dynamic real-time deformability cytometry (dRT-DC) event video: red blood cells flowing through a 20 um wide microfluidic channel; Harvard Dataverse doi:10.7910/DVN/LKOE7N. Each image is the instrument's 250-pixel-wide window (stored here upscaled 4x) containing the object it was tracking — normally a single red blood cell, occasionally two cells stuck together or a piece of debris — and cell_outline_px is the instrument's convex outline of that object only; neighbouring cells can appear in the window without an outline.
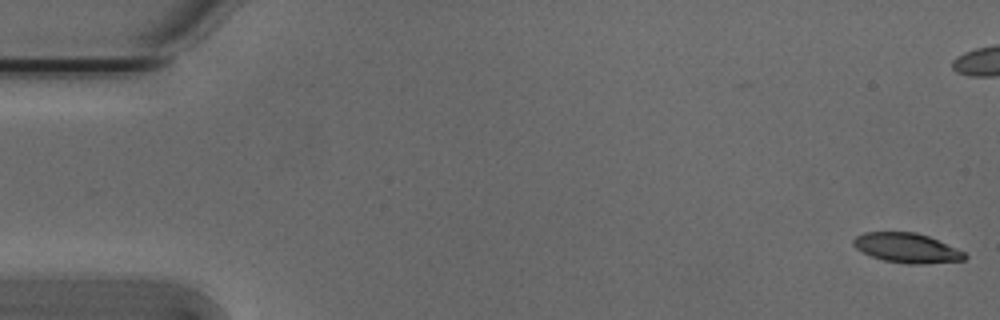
{"species": "Egyptian fruit bat (a non-hibernating species)", "species_latin": "Rousettus aegyptiacus", "temperature_condition": "cold", "stored_images_in_passage": 55, "camera_frame_rate_fps": 3000, "um_per_image_px": 0.085, "animal": {"sex": "male"}, "frame": {"image": 1, "passage_image": 1, "time_ms": 0.0, "image_size_px": [1000, 320], "cell_outline_px": [[968, 256], [964, 260], [920, 264], [912, 264], [884, 260], [872, 256], [856, 248], [852, 244], [852, 240], [856, 236], [864, 232], [916, 232], [928, 236], [964, 252]], "centroid_in_image_um": [77.06, 21.07], "position_along_channel_um": 7.9, "area_um2": 18.96}}
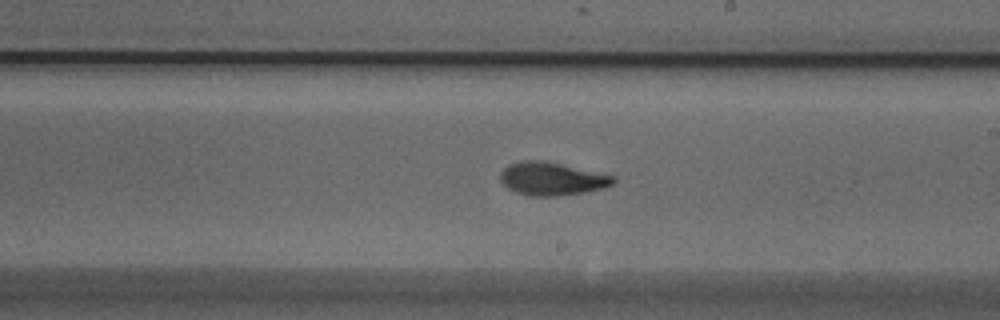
{"frame": {"image": 2, "passage_image": 31, "time_ms": 10.0, "image_size_px": [1000, 320], "cell_outline_px": [[616, 184], [604, 188], [584, 192], [556, 196], [528, 196], [516, 192], [508, 188], [500, 180], [500, 172], [508, 164], [520, 160], [548, 160], [616, 176]], "centroid_in_image_um": [46.94, 15.18], "position_along_channel_um": 242.1, "area_um2": 22.25}}
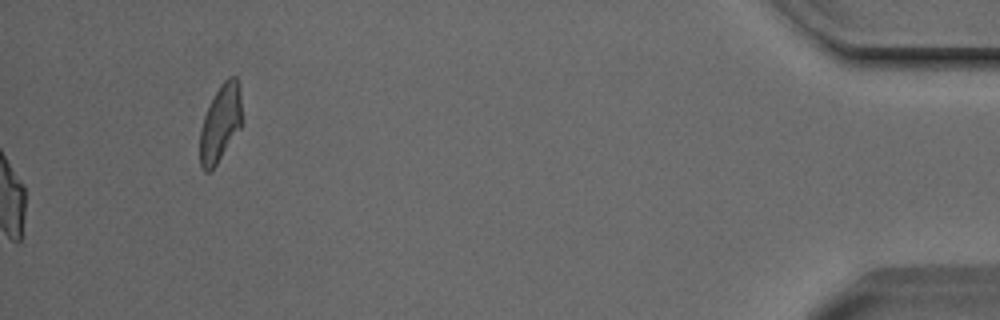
{"frame": {"image": 3, "passage_image": 55, "time_ms": 18.0, "image_size_px": [1000, 320], "cell_outline_px": [[240, 128], [216, 164], [208, 172], [204, 172], [200, 168], [200, 128], [204, 116], [220, 84], [228, 76], [236, 76], [240, 84]], "centroid_in_image_um": [18.71, 10.46], "position_along_channel_um": 416.5, "area_um2": 18.5}, "authors_computed_cell_mechanics": {"area_um2": 20.6346, "velocity_mm_per_s": 3.7946, "shape_relaxation_time_tau1_ms": 3.095, "shape_relaxation_time_tau2_ms": 2.0921, "deformation_change_tau1": 0.1626, "deformation_change_tau2": 0.0891}}